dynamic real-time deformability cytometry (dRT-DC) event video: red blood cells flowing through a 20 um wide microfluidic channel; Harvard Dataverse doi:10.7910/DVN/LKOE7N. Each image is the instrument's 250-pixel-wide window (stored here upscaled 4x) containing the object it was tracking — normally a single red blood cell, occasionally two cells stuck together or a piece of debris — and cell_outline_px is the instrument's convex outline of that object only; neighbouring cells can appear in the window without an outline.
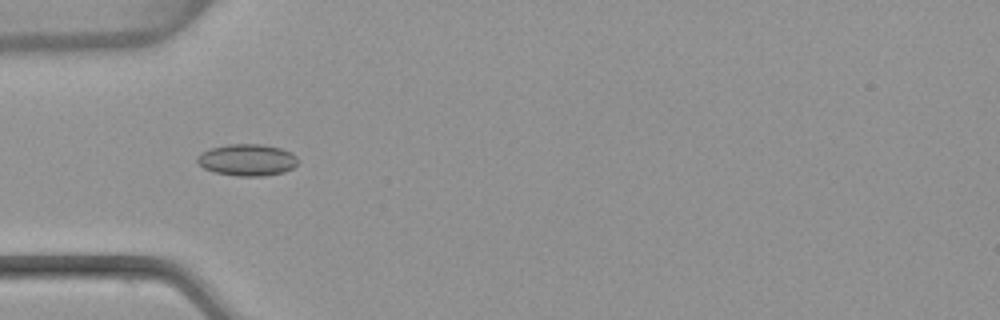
{"species": "common noctule bat (a hibernating species)", "species_latin": "Nyctalus noctula", "temperature_condition": "warm", "stored_images_in_passage": 41, "camera_frame_rate_fps": 3000, "um_per_image_px": 0.085, "animal": {"sex": "female", "body_mass_g": 22.7, "forearm_length_mm": 54.2}, "frame": {"image": 1, "passage_image": 5, "time_ms": 1.333, "image_size_px": [1000, 320], "cell_outline_px": [[300, 160], [292, 168], [284, 172], [264, 176], [236, 176], [212, 172], [204, 168], [196, 160], [196, 156], [200, 152], [212, 148], [228, 144], [260, 144], [280, 148], [292, 152]], "centroid_in_image_um": [21.01, 13.6], "position_along_channel_um": 64.0, "area_um2": 18.79}}
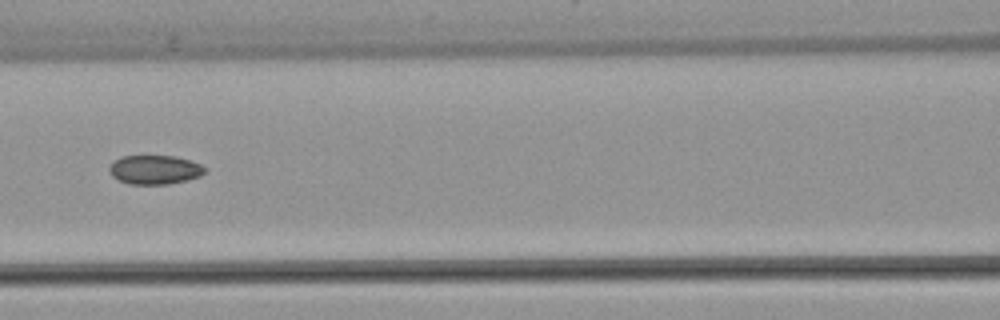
{"frame": {"image": 2, "passage_image": 12, "time_ms": 3.667, "image_size_px": [1000, 320], "cell_outline_px": [[208, 168], [200, 176], [188, 180], [168, 184], [128, 184], [112, 176], [108, 168], [112, 160], [120, 156], [176, 156], [200, 164]], "centroid_in_image_um": [13.13, 14.42], "position_along_channel_um": 153.5, "area_um2": 16.3}}
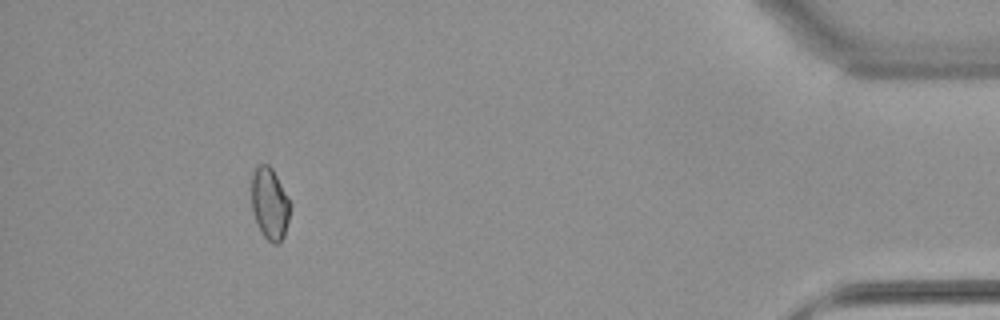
{"frame": {"image": 3, "passage_image": 37, "time_ms": 12.0, "image_size_px": [1000, 320], "cell_outline_px": [[292, 204], [284, 236], [276, 244], [272, 244], [264, 236], [256, 220], [252, 208], [252, 172], [260, 164], [268, 164], [272, 168]], "centroid_in_image_um": [22.94, 17.29], "position_along_channel_um": 412.3, "area_um2": 16.01}, "authors_computed_cell_mechanics": {"area_um2": 16.3574, "velocity_mm_per_s": 3.8533, "shape_relaxation_time_tau1_ms": null, "shape_relaxation_time_tau2_ms": 2.489, "deformation_change_tau1": null, "deformation_change_tau2": 0.0574}}